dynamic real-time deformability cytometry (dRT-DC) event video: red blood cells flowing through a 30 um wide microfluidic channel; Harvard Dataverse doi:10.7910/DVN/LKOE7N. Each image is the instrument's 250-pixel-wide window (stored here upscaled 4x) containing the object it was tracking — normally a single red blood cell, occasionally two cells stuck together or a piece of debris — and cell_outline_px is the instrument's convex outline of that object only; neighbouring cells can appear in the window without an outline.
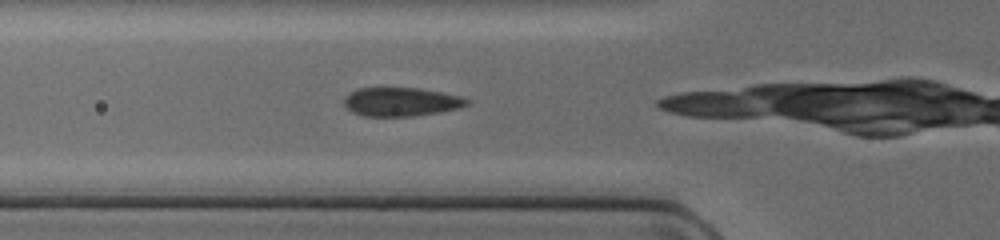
{"species": "common noctule bat (a hibernating species)", "species_latin": "Nyctalus noctula", "temperature_condition": "cold", "stored_images_in_passage": 18, "camera_frame_rate_fps": 3000, "um_per_image_px": 0.085, "animal": {"sex": "female", "body_mass_g": 17.0, "forearm_length_mm": 48.0}, "frame": {"image": 1, "passage_image": 8, "time_ms": 2.333, "image_size_px": [1000, 240], "cell_outline_px": [[472, 104], [460, 108], [412, 116], [364, 116], [352, 112], [344, 104], [344, 96], [360, 88], [420, 88], [460, 96], [472, 100]], "centroid_in_image_um": [34.13, 8.65], "position_along_channel_um": 91.7, "area_um2": 20.52}}
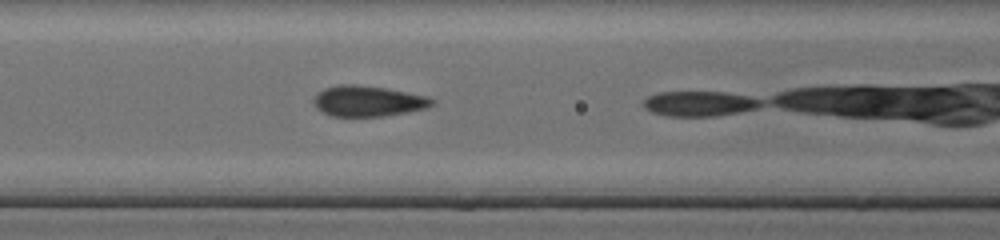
{"frame": {"image": 2, "passage_image": 11, "time_ms": 3.333, "image_size_px": [1000, 240], "cell_outline_px": [[436, 104], [428, 108], [408, 112], [384, 116], [328, 116], [320, 112], [316, 108], [312, 100], [316, 92], [324, 88], [340, 84], [356, 84], [388, 88], [428, 96], [436, 100]], "centroid_in_image_um": [31.28, 8.59], "position_along_channel_um": 135.3, "area_um2": 21.73}}